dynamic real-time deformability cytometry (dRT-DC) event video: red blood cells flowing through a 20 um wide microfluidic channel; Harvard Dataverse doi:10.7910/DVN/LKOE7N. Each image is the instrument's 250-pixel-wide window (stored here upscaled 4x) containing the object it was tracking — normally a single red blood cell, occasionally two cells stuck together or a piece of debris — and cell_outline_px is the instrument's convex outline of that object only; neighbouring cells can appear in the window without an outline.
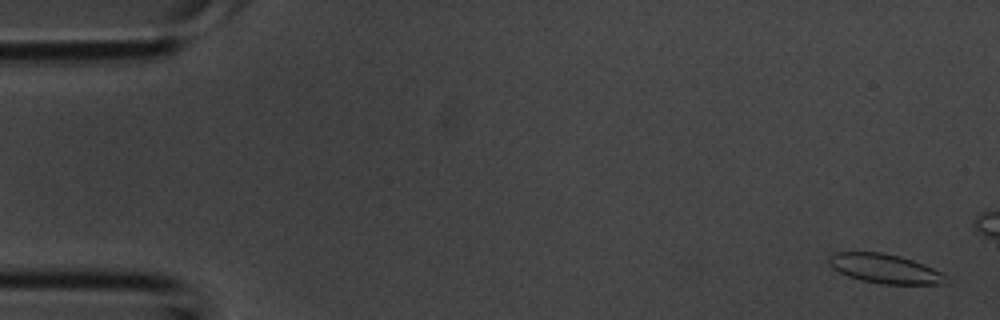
{"species": "common noctule bat (a hibernating species)", "species_latin": "Nyctalus noctula", "temperature_condition": "room temperature", "stored_images_in_passage": 3, "camera_frame_rate_fps": 3000, "um_per_image_px": 0.085, "animal": {"sex": "male", "body_mass_g": 20.1, "forearm_length_mm": 53.5}, "frame": {"image": 1, "passage_image": 1, "time_ms": 0.0, "image_size_px": [1000, 320], "cell_outline_px": [[944, 276], [940, 284], [880, 284], [860, 280], [848, 276], [832, 268], [828, 264], [828, 256], [836, 252], [880, 252], [900, 256], [924, 264], [940, 272]], "centroid_in_image_um": [75.11, 22.82], "position_along_channel_um": 9.9, "area_um2": 19.71}}